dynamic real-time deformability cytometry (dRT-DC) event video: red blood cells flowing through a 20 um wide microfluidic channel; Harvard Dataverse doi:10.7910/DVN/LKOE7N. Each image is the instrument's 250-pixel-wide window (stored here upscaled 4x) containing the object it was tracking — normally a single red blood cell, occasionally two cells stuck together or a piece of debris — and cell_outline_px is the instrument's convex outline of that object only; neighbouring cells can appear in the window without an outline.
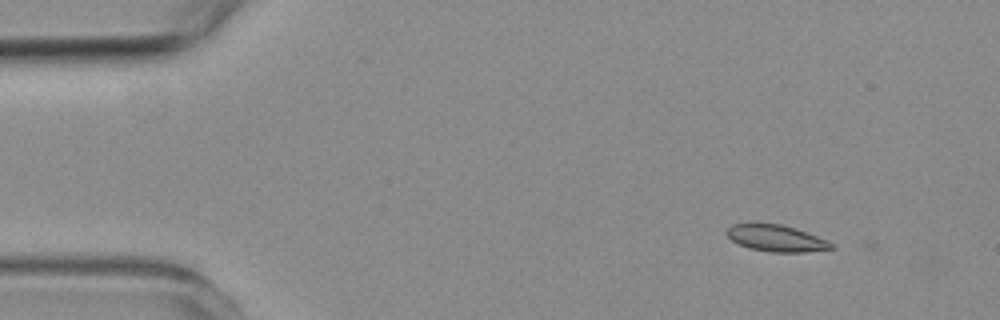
{"species": "common noctule bat (a hibernating species)", "species_latin": "Nyctalus noctula", "temperature_condition": "room temperature", "stored_images_in_passage": 49, "camera_frame_rate_fps": 3000, "um_per_image_px": 0.085, "animal": {"sex": "female", "body_mass_g": 19.3, "forearm_length_mm": 54.1}, "frame": {"image": 1, "passage_image": 1, "time_ms": 0.0, "image_size_px": [1000, 320], "cell_outline_px": [[836, 248], [804, 252], [768, 252], [748, 248], [732, 240], [724, 232], [732, 224], [780, 224], [828, 240]], "centroid_in_image_um": [65.96, 20.27], "position_along_channel_um": 19.0, "area_um2": 15.9}}
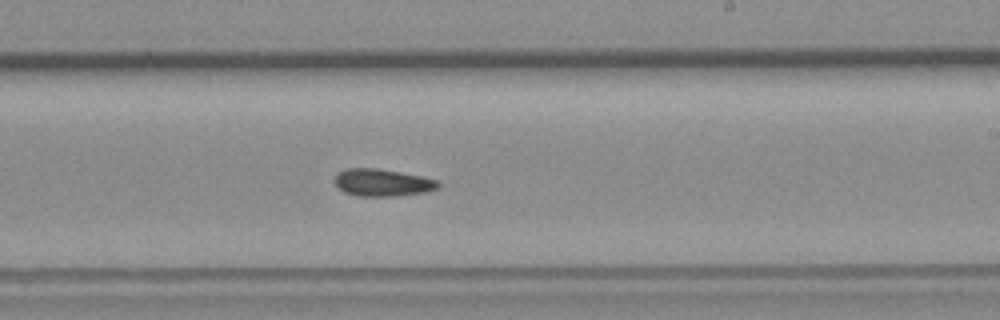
{"frame": {"image": 2, "passage_image": 27, "time_ms": 8.667, "image_size_px": [1000, 320], "cell_outline_px": [[440, 188], [424, 192], [396, 196], [356, 196], [344, 192], [332, 180], [336, 172], [344, 168], [376, 168], [400, 172], [420, 176], [436, 180], [440, 184]], "centroid_in_image_um": [32.44, 15.51], "position_along_channel_um": 256.6, "area_um2": 16.59}}
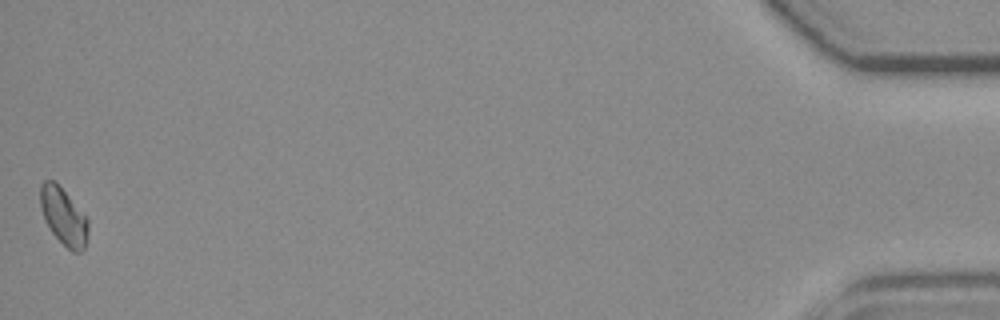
{"frame": {"image": 3, "passage_image": 49, "time_ms": 16.0, "image_size_px": [1000, 320], "cell_outline_px": [[88, 236], [84, 248], [80, 252], [72, 252], [52, 232], [44, 220], [40, 204], [40, 184], [44, 180], [52, 180], [64, 192], [88, 220]], "centroid_in_image_um": [5.38, 18.42], "position_along_channel_um": 429.8, "area_um2": 15.43}}